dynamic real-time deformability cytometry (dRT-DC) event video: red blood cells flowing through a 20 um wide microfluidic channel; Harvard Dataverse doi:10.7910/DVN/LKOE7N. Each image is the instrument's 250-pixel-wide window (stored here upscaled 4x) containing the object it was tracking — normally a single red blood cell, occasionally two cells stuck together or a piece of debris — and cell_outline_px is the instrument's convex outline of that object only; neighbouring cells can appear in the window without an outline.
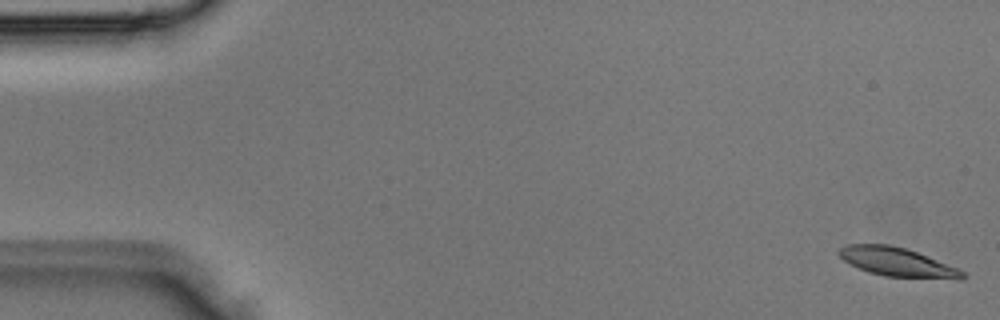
{"species": "Egyptian fruit bat (a non-hibernating species)", "species_latin": "Rousettus aegyptiacus", "temperature_condition": "room temperature", "stored_images_in_passage": 3, "segment_of_instrument_passage": [2, 2], "camera_frame_rate_fps": 3000, "um_per_image_px": 0.085, "animal": {"sex": "male"}, "frame": {"image": 1, "passage_image": 3, "time_ms": 0.667, "image_size_px": [1000, 320], "cell_outline_px": [[968, 276], [964, 280], [960, 280], [884, 276], [868, 272], [844, 260], [836, 252], [840, 248], [848, 244], [888, 244], [904, 248], [916, 252], [956, 268], [964, 272]], "centroid_in_image_um": [76.29, 22.29], "position_along_channel_um": 8.7, "area_um2": 20.63}}